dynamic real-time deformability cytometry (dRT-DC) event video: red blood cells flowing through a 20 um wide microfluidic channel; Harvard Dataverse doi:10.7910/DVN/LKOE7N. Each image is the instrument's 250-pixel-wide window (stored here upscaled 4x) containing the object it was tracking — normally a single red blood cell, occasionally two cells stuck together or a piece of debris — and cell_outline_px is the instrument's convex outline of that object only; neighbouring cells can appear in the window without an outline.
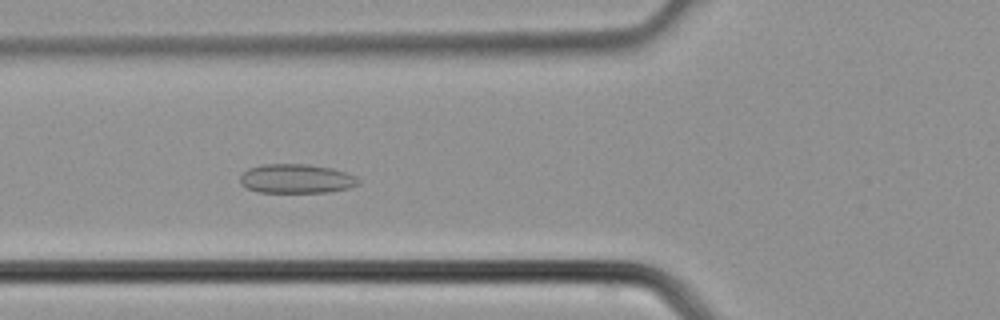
{"species": "common noctule bat (a hibernating species)", "species_latin": "Nyctalus noctula", "temperature_condition": "cold", "stored_images_in_passage": 38, "camera_frame_rate_fps": 3000, "um_per_image_px": 0.085, "animal": {"sex": "male", "body_mass_g": 21.5, "forearm_length_mm": 52.0}, "frame": {"image": 1, "passage_image": 14, "time_ms": 4.333, "image_size_px": [1000, 320], "cell_outline_px": [[360, 184], [348, 188], [328, 192], [256, 192], [240, 184], [240, 176], [248, 168], [260, 164], [308, 164], [332, 168], [356, 176], [360, 180]], "centroid_in_image_um": [25.18, 15.18], "position_along_channel_um": 100.6, "area_um2": 20.23}}
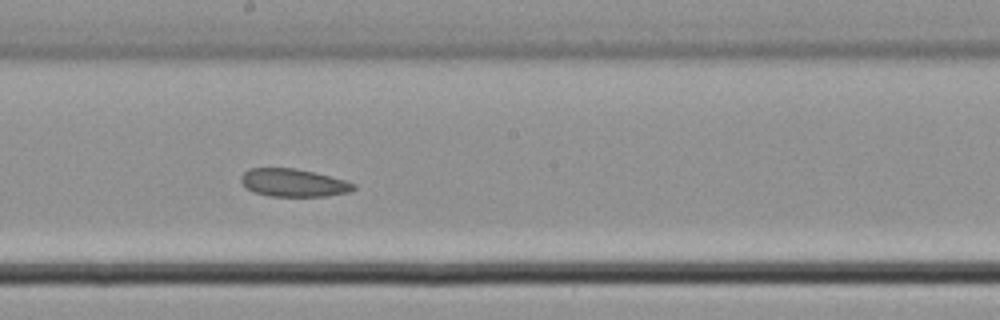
{"frame": {"image": 2, "passage_image": 21, "time_ms": 6.667, "image_size_px": [1000, 320], "cell_outline_px": [[356, 188], [348, 192], [328, 196], [268, 196], [256, 192], [248, 188], [240, 180], [240, 176], [244, 172], [252, 168], [292, 168], [312, 172], [344, 180], [356, 184]], "centroid_in_image_um": [24.95, 15.54], "position_along_channel_um": 223.3, "area_um2": 17.98}}
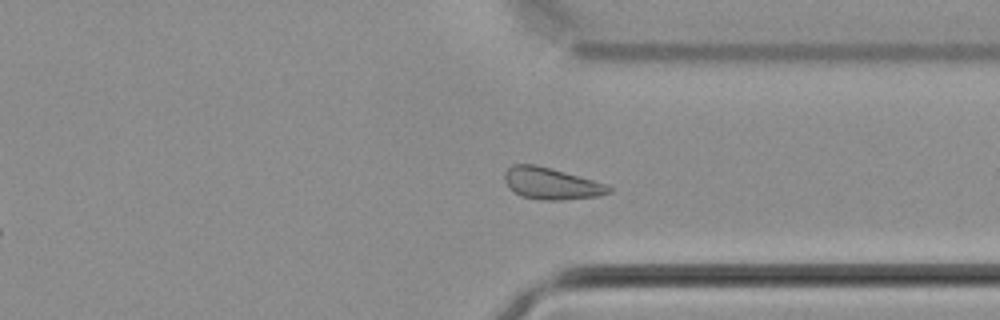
{"frame": {"image": 3, "passage_image": 29, "time_ms": 9.333, "image_size_px": [1000, 320], "cell_outline_px": [[612, 192], [596, 196], [564, 200], [544, 200], [520, 196], [512, 192], [508, 188], [504, 180], [504, 172], [512, 164], [536, 164], [608, 184], [612, 188]], "centroid_in_image_um": [46.82, 15.6], "position_along_channel_um": 364.6, "area_um2": 19.42}}